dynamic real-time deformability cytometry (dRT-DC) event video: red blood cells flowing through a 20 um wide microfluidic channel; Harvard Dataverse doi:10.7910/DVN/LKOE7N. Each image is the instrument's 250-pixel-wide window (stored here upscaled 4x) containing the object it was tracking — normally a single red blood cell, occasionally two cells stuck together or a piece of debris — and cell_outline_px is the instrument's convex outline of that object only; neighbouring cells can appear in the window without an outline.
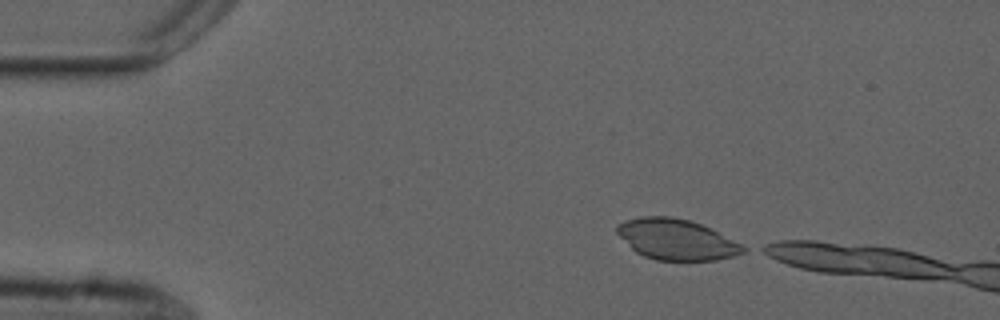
{"species": "common noctule bat (a hibernating species)", "species_latin": "Nyctalus noctula", "temperature_condition": "cold", "stored_images_in_passage": 5, "camera_frame_rate_fps": 3000, "um_per_image_px": 0.085, "animal": {"sex": "male", "forearm_length_mm": 52.5}, "frame": {"image": 1, "passage_image": 1, "time_ms": 0.0, "image_size_px": [1000, 320], "cell_outline_px": [[748, 248], [744, 252], [732, 256], [716, 260], [656, 260], [644, 256], [636, 252], [616, 232], [616, 224], [624, 220], [640, 216], [672, 216], [688, 220], [700, 224]], "centroid_in_image_um": [57.44, 20.34], "position_along_channel_um": 27.6, "area_um2": 29.54}}